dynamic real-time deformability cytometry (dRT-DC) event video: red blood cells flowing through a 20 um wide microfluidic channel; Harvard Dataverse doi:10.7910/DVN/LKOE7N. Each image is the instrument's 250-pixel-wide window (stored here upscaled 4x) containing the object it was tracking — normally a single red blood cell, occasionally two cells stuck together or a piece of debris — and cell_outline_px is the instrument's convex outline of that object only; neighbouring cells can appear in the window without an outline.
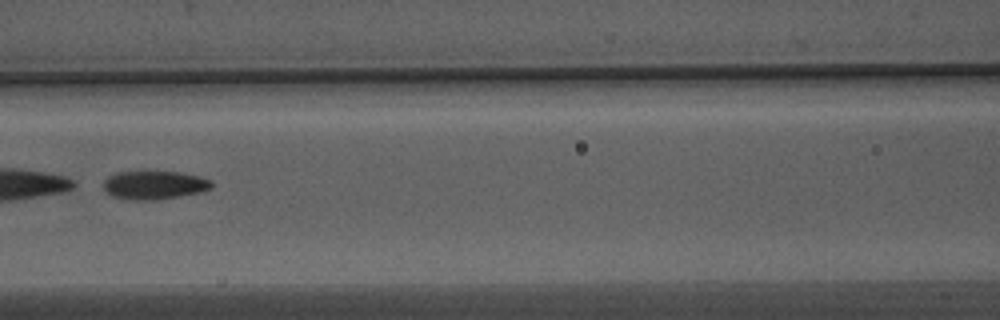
{"species": "Egyptian fruit bat (a non-hibernating species)", "species_latin": "Rousettus aegyptiacus", "temperature_condition": "warm", "stored_images_in_passage": 46, "segment_of_instrument_passage": [2, 2], "camera_frame_rate_fps": 3000, "um_per_image_px": 0.085, "animal": {"sex": "male"}, "frame": {"image": 1, "passage_image": 17, "time_ms": 5.333, "image_size_px": [1000, 320], "cell_outline_px": [[212, 188], [200, 192], [152, 200], [132, 200], [112, 196], [104, 188], [104, 180], [108, 176], [116, 172], [144, 168], [180, 172], [200, 176], [212, 180]], "centroid_in_image_um": [13.09, 15.66], "position_along_channel_um": 153.5, "area_um2": 18.67}}
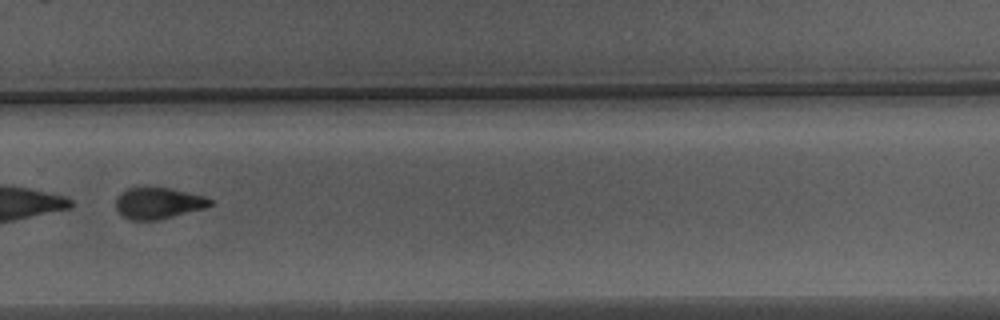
{"frame": {"image": 2, "passage_image": 30, "time_ms": 9.667, "image_size_px": [1000, 320], "cell_outline_px": [[212, 204], [204, 208], [156, 220], [132, 220], [124, 216], [116, 208], [116, 200], [120, 192], [128, 188], [168, 188], [204, 196], [212, 200]], "centroid_in_image_um": [13.43, 17.27], "position_along_channel_um": 316.4, "area_um2": 16.76}}